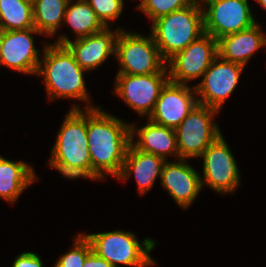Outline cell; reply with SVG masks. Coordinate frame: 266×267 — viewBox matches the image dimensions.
Segmentation results:
<instances>
[{
	"label": "cell",
	"mask_w": 266,
	"mask_h": 267,
	"mask_svg": "<svg viewBox=\"0 0 266 267\" xmlns=\"http://www.w3.org/2000/svg\"><path fill=\"white\" fill-rule=\"evenodd\" d=\"M180 158L177 162L165 161L161 172V184L181 208H188L201 192V175Z\"/></svg>",
	"instance_id": "2e32d148"
},
{
	"label": "cell",
	"mask_w": 266,
	"mask_h": 267,
	"mask_svg": "<svg viewBox=\"0 0 266 267\" xmlns=\"http://www.w3.org/2000/svg\"><path fill=\"white\" fill-rule=\"evenodd\" d=\"M90 7L95 11L96 16L105 27H108V21H114L124 7V0H86Z\"/></svg>",
	"instance_id": "484cf974"
},
{
	"label": "cell",
	"mask_w": 266,
	"mask_h": 267,
	"mask_svg": "<svg viewBox=\"0 0 266 267\" xmlns=\"http://www.w3.org/2000/svg\"><path fill=\"white\" fill-rule=\"evenodd\" d=\"M258 23L252 27L218 39V56L228 62L246 66L261 47H264L263 32Z\"/></svg>",
	"instance_id": "e0dca14e"
},
{
	"label": "cell",
	"mask_w": 266,
	"mask_h": 267,
	"mask_svg": "<svg viewBox=\"0 0 266 267\" xmlns=\"http://www.w3.org/2000/svg\"><path fill=\"white\" fill-rule=\"evenodd\" d=\"M4 35H5V30L2 27H0V53L2 49V41H3Z\"/></svg>",
	"instance_id": "f546056e"
},
{
	"label": "cell",
	"mask_w": 266,
	"mask_h": 267,
	"mask_svg": "<svg viewBox=\"0 0 266 267\" xmlns=\"http://www.w3.org/2000/svg\"><path fill=\"white\" fill-rule=\"evenodd\" d=\"M263 43H264V46H266V34L263 33Z\"/></svg>",
	"instance_id": "1f68e13d"
},
{
	"label": "cell",
	"mask_w": 266,
	"mask_h": 267,
	"mask_svg": "<svg viewBox=\"0 0 266 267\" xmlns=\"http://www.w3.org/2000/svg\"><path fill=\"white\" fill-rule=\"evenodd\" d=\"M84 235L89 240L92 251L113 267H120L118 264L132 267L155 264L149 255L155 247L153 239L145 238L139 243L134 233L121 230Z\"/></svg>",
	"instance_id": "277c9868"
},
{
	"label": "cell",
	"mask_w": 266,
	"mask_h": 267,
	"mask_svg": "<svg viewBox=\"0 0 266 267\" xmlns=\"http://www.w3.org/2000/svg\"><path fill=\"white\" fill-rule=\"evenodd\" d=\"M72 1L69 0L67 4L64 23L72 27L76 39L92 35L105 27L86 0H77L71 4Z\"/></svg>",
	"instance_id": "7402d4cb"
},
{
	"label": "cell",
	"mask_w": 266,
	"mask_h": 267,
	"mask_svg": "<svg viewBox=\"0 0 266 267\" xmlns=\"http://www.w3.org/2000/svg\"><path fill=\"white\" fill-rule=\"evenodd\" d=\"M32 34H41L35 27L5 31L0 53V65L26 74H36L40 59Z\"/></svg>",
	"instance_id": "9a60e30c"
},
{
	"label": "cell",
	"mask_w": 266,
	"mask_h": 267,
	"mask_svg": "<svg viewBox=\"0 0 266 267\" xmlns=\"http://www.w3.org/2000/svg\"><path fill=\"white\" fill-rule=\"evenodd\" d=\"M0 27L5 31L33 28V5L24 0H0Z\"/></svg>",
	"instance_id": "603a6c76"
},
{
	"label": "cell",
	"mask_w": 266,
	"mask_h": 267,
	"mask_svg": "<svg viewBox=\"0 0 266 267\" xmlns=\"http://www.w3.org/2000/svg\"><path fill=\"white\" fill-rule=\"evenodd\" d=\"M197 104L195 86L190 88L187 84L168 81L161 89L154 109L147 119L154 124L175 130Z\"/></svg>",
	"instance_id": "4fadbf2b"
},
{
	"label": "cell",
	"mask_w": 266,
	"mask_h": 267,
	"mask_svg": "<svg viewBox=\"0 0 266 267\" xmlns=\"http://www.w3.org/2000/svg\"><path fill=\"white\" fill-rule=\"evenodd\" d=\"M31 165L10 161L0 156V197L14 203L20 194L36 180Z\"/></svg>",
	"instance_id": "ffe728a7"
},
{
	"label": "cell",
	"mask_w": 266,
	"mask_h": 267,
	"mask_svg": "<svg viewBox=\"0 0 266 267\" xmlns=\"http://www.w3.org/2000/svg\"><path fill=\"white\" fill-rule=\"evenodd\" d=\"M86 109L91 174L97 180L104 179L106 172L117 178L131 143L130 124L104 112L101 106L87 105Z\"/></svg>",
	"instance_id": "6da1fadb"
},
{
	"label": "cell",
	"mask_w": 266,
	"mask_h": 267,
	"mask_svg": "<svg viewBox=\"0 0 266 267\" xmlns=\"http://www.w3.org/2000/svg\"><path fill=\"white\" fill-rule=\"evenodd\" d=\"M72 249L62 255L54 267H82L86 257L92 252L89 240L84 234L74 238Z\"/></svg>",
	"instance_id": "d4e9b609"
},
{
	"label": "cell",
	"mask_w": 266,
	"mask_h": 267,
	"mask_svg": "<svg viewBox=\"0 0 266 267\" xmlns=\"http://www.w3.org/2000/svg\"><path fill=\"white\" fill-rule=\"evenodd\" d=\"M244 66L225 61L219 56L205 71L196 86L199 104L220 110L226 98L235 90Z\"/></svg>",
	"instance_id": "7c38bea8"
},
{
	"label": "cell",
	"mask_w": 266,
	"mask_h": 267,
	"mask_svg": "<svg viewBox=\"0 0 266 267\" xmlns=\"http://www.w3.org/2000/svg\"><path fill=\"white\" fill-rule=\"evenodd\" d=\"M65 45L46 43L36 75L43 76L48 98H74L90 103L84 72Z\"/></svg>",
	"instance_id": "7a4b0ae2"
},
{
	"label": "cell",
	"mask_w": 266,
	"mask_h": 267,
	"mask_svg": "<svg viewBox=\"0 0 266 267\" xmlns=\"http://www.w3.org/2000/svg\"><path fill=\"white\" fill-rule=\"evenodd\" d=\"M85 112L77 105H73L68 111L52 148L50 160L61 161L76 167L82 166L91 173L87 138V109Z\"/></svg>",
	"instance_id": "8992f818"
},
{
	"label": "cell",
	"mask_w": 266,
	"mask_h": 267,
	"mask_svg": "<svg viewBox=\"0 0 266 267\" xmlns=\"http://www.w3.org/2000/svg\"><path fill=\"white\" fill-rule=\"evenodd\" d=\"M169 81L168 73L149 75L117 74L114 92L140 116L152 113L161 89Z\"/></svg>",
	"instance_id": "8fae6325"
},
{
	"label": "cell",
	"mask_w": 266,
	"mask_h": 267,
	"mask_svg": "<svg viewBox=\"0 0 266 267\" xmlns=\"http://www.w3.org/2000/svg\"><path fill=\"white\" fill-rule=\"evenodd\" d=\"M203 158L201 184L217 193H233L240 183V173L234 156L221 134L200 156ZM203 178V180H202Z\"/></svg>",
	"instance_id": "30bf717a"
},
{
	"label": "cell",
	"mask_w": 266,
	"mask_h": 267,
	"mask_svg": "<svg viewBox=\"0 0 266 267\" xmlns=\"http://www.w3.org/2000/svg\"><path fill=\"white\" fill-rule=\"evenodd\" d=\"M115 58L121 68L118 74L168 73L166 61L161 57L152 35L144 37L121 29L116 39Z\"/></svg>",
	"instance_id": "5b68a950"
},
{
	"label": "cell",
	"mask_w": 266,
	"mask_h": 267,
	"mask_svg": "<svg viewBox=\"0 0 266 267\" xmlns=\"http://www.w3.org/2000/svg\"><path fill=\"white\" fill-rule=\"evenodd\" d=\"M264 9H266V0H256Z\"/></svg>",
	"instance_id": "4dcf8cb0"
},
{
	"label": "cell",
	"mask_w": 266,
	"mask_h": 267,
	"mask_svg": "<svg viewBox=\"0 0 266 267\" xmlns=\"http://www.w3.org/2000/svg\"><path fill=\"white\" fill-rule=\"evenodd\" d=\"M218 110L197 104L175 129L179 159L200 157L222 133L213 121Z\"/></svg>",
	"instance_id": "52a82bcc"
},
{
	"label": "cell",
	"mask_w": 266,
	"mask_h": 267,
	"mask_svg": "<svg viewBox=\"0 0 266 267\" xmlns=\"http://www.w3.org/2000/svg\"><path fill=\"white\" fill-rule=\"evenodd\" d=\"M48 164L49 166L59 170L60 173L65 176V178L76 179L79 177H85L92 180H97L85 167L82 166H71L57 160H50Z\"/></svg>",
	"instance_id": "4316f807"
},
{
	"label": "cell",
	"mask_w": 266,
	"mask_h": 267,
	"mask_svg": "<svg viewBox=\"0 0 266 267\" xmlns=\"http://www.w3.org/2000/svg\"><path fill=\"white\" fill-rule=\"evenodd\" d=\"M195 0H143L138 8L143 11L151 21L166 16L176 10L191 5Z\"/></svg>",
	"instance_id": "cb8c5ba5"
},
{
	"label": "cell",
	"mask_w": 266,
	"mask_h": 267,
	"mask_svg": "<svg viewBox=\"0 0 266 267\" xmlns=\"http://www.w3.org/2000/svg\"><path fill=\"white\" fill-rule=\"evenodd\" d=\"M217 57L218 41L204 33L166 61L169 81L186 85L190 80L203 77Z\"/></svg>",
	"instance_id": "ba28073f"
},
{
	"label": "cell",
	"mask_w": 266,
	"mask_h": 267,
	"mask_svg": "<svg viewBox=\"0 0 266 267\" xmlns=\"http://www.w3.org/2000/svg\"><path fill=\"white\" fill-rule=\"evenodd\" d=\"M24 1L29 2V3H31L33 5L36 0H24Z\"/></svg>",
	"instance_id": "d6a6232c"
},
{
	"label": "cell",
	"mask_w": 266,
	"mask_h": 267,
	"mask_svg": "<svg viewBox=\"0 0 266 267\" xmlns=\"http://www.w3.org/2000/svg\"><path fill=\"white\" fill-rule=\"evenodd\" d=\"M151 35L161 57L167 61L204 34L201 2L176 10L152 22Z\"/></svg>",
	"instance_id": "3957f363"
},
{
	"label": "cell",
	"mask_w": 266,
	"mask_h": 267,
	"mask_svg": "<svg viewBox=\"0 0 266 267\" xmlns=\"http://www.w3.org/2000/svg\"><path fill=\"white\" fill-rule=\"evenodd\" d=\"M82 267H113L105 259L97 256L93 251L86 257Z\"/></svg>",
	"instance_id": "f1b7e54d"
},
{
	"label": "cell",
	"mask_w": 266,
	"mask_h": 267,
	"mask_svg": "<svg viewBox=\"0 0 266 267\" xmlns=\"http://www.w3.org/2000/svg\"><path fill=\"white\" fill-rule=\"evenodd\" d=\"M69 0H36L33 4L34 27L46 36H53L64 22ZM62 22V23H61Z\"/></svg>",
	"instance_id": "44dd1931"
},
{
	"label": "cell",
	"mask_w": 266,
	"mask_h": 267,
	"mask_svg": "<svg viewBox=\"0 0 266 267\" xmlns=\"http://www.w3.org/2000/svg\"><path fill=\"white\" fill-rule=\"evenodd\" d=\"M131 144L138 150L157 155L166 161L168 155H175L179 159L175 130L154 124L149 121L142 128L136 130L130 123ZM136 131V132H135ZM138 140H134V135Z\"/></svg>",
	"instance_id": "d6986e66"
},
{
	"label": "cell",
	"mask_w": 266,
	"mask_h": 267,
	"mask_svg": "<svg viewBox=\"0 0 266 267\" xmlns=\"http://www.w3.org/2000/svg\"><path fill=\"white\" fill-rule=\"evenodd\" d=\"M12 267H43V263L36 253L23 252L15 258Z\"/></svg>",
	"instance_id": "83f0119b"
},
{
	"label": "cell",
	"mask_w": 266,
	"mask_h": 267,
	"mask_svg": "<svg viewBox=\"0 0 266 267\" xmlns=\"http://www.w3.org/2000/svg\"><path fill=\"white\" fill-rule=\"evenodd\" d=\"M201 5L204 33L212 35L216 40L246 30L257 23L248 0H203Z\"/></svg>",
	"instance_id": "9c48e42d"
},
{
	"label": "cell",
	"mask_w": 266,
	"mask_h": 267,
	"mask_svg": "<svg viewBox=\"0 0 266 267\" xmlns=\"http://www.w3.org/2000/svg\"><path fill=\"white\" fill-rule=\"evenodd\" d=\"M164 162L163 158L142 152L130 143L126 152L123 169L117 178L119 180H127L133 172L139 192L144 195L147 190L153 187L157 176L161 177Z\"/></svg>",
	"instance_id": "ac0fdd59"
},
{
	"label": "cell",
	"mask_w": 266,
	"mask_h": 267,
	"mask_svg": "<svg viewBox=\"0 0 266 267\" xmlns=\"http://www.w3.org/2000/svg\"><path fill=\"white\" fill-rule=\"evenodd\" d=\"M110 27L88 35L86 37L71 41L66 35H60L55 42L58 45H65L73 54L75 61L84 70H92L101 64L116 51V39L120 28L111 31Z\"/></svg>",
	"instance_id": "5bb4252c"
}]
</instances>
